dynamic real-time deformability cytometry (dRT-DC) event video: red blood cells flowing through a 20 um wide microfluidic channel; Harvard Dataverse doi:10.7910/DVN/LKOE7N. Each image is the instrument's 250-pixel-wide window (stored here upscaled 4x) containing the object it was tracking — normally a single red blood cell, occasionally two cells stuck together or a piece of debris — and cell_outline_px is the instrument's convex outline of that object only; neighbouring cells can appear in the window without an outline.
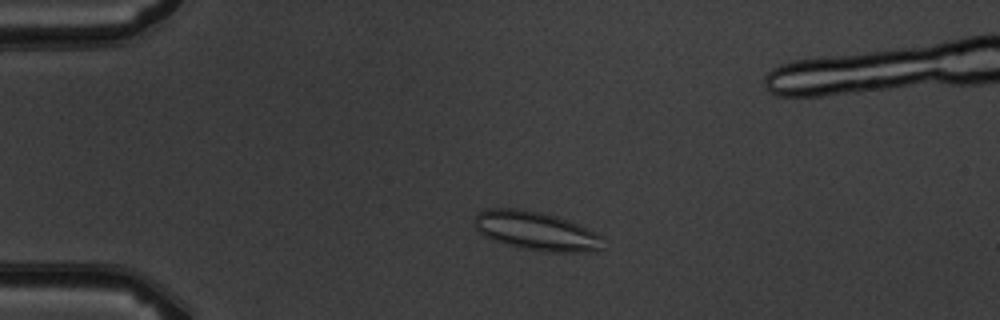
{"species": "common noctule bat (a hibernating species)", "species_latin": "Nyctalus noctula", "temperature_condition": "warm", "stored_images_in_passage": 4, "camera_frame_rate_fps": 3000, "um_per_image_px": 0.085, "animal": {"sex": "male", "body_mass_g": 19.5, "forearm_length_mm": 54.6}, "frame": {"image": 1, "passage_image": 2, "time_ms": 1.333, "image_size_px": [1000, 320], "cell_outline_px": [[604, 248], [600, 252], [544, 252], [520, 248], [504, 244], [484, 236], [472, 224], [472, 220], [476, 212], [484, 208], [516, 208], [544, 212], [568, 220], [596, 232], [604, 236]], "centroid_in_image_um": [45.58, 19.63], "position_along_channel_um": 39.4, "area_um2": 29.94}}